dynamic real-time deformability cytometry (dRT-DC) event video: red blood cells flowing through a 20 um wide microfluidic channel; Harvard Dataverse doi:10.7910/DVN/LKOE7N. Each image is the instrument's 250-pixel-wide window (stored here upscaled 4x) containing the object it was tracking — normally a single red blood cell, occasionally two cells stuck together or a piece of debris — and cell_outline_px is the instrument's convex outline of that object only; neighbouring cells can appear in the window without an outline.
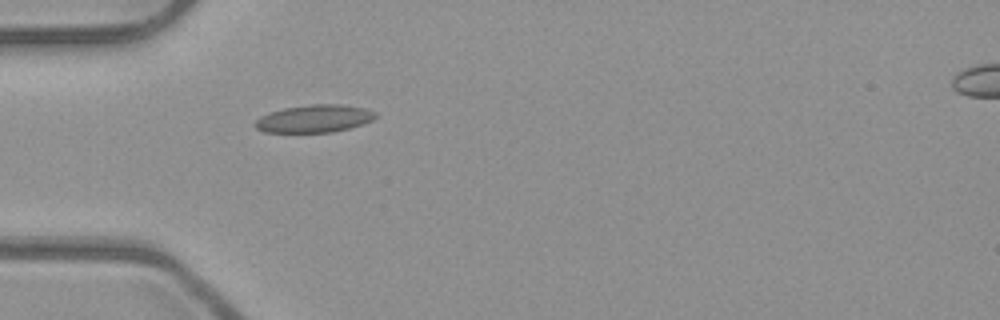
{"species": "common noctule bat (a hibernating species)", "species_latin": "Nyctalus noctula", "temperature_condition": "room temperature", "stored_images_in_passage": 7, "segment_of_instrument_passage": [1, 2], "camera_frame_rate_fps": 3000, "um_per_image_px": 0.085, "animal": {"sex": "male", "body_mass_g": 23.1, "forearm_length_mm": 52.7}, "frame": {"image": 1, "passage_image": 6, "time_ms": 1.667, "image_size_px": [1000, 320], "cell_outline_px": [[376, 116], [372, 120], [348, 128], [332, 132], [264, 132], [256, 128], [252, 124], [260, 116], [268, 112], [284, 108], [312, 104], [344, 104], [364, 108], [376, 112]], "centroid_in_image_um": [26.67, 10.07], "position_along_channel_um": 58.3, "area_um2": 19.36}}